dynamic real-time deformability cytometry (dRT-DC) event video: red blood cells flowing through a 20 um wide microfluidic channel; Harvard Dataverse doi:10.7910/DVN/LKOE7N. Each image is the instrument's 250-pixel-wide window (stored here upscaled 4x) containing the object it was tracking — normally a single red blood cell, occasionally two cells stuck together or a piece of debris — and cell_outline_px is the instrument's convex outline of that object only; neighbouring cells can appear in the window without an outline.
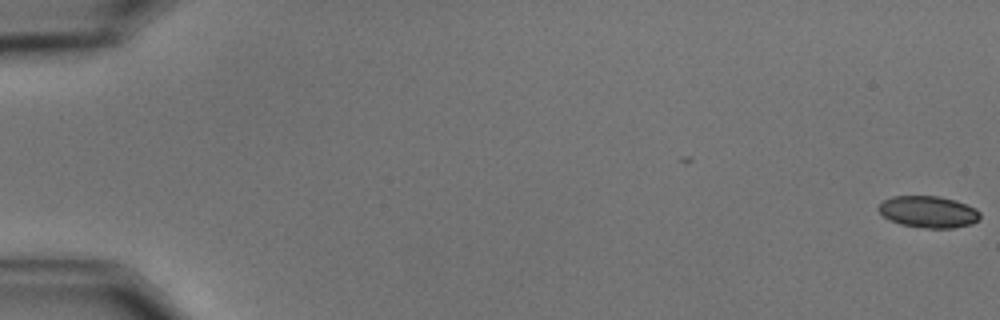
{"species": "common noctule bat (a hibernating species)", "species_latin": "Nyctalus noctula", "temperature_condition": "cold", "stored_images_in_passage": 3, "camera_frame_rate_fps": 3000, "um_per_image_px": 0.085, "animal": {"sex": "male", "body_mass_g": 15.6}, "frame": {"image": 1, "passage_image": 3, "time_ms": 0.667, "image_size_px": [1000, 320], "cell_outline_px": [[980, 216], [972, 224], [952, 228], [924, 228], [900, 224], [884, 216], [876, 208], [884, 200], [892, 196], [936, 196], [956, 200], [976, 208], [980, 212]], "centroid_in_image_um": [78.92, 18.0], "position_along_channel_um": 6.1, "area_um2": 18.67}}